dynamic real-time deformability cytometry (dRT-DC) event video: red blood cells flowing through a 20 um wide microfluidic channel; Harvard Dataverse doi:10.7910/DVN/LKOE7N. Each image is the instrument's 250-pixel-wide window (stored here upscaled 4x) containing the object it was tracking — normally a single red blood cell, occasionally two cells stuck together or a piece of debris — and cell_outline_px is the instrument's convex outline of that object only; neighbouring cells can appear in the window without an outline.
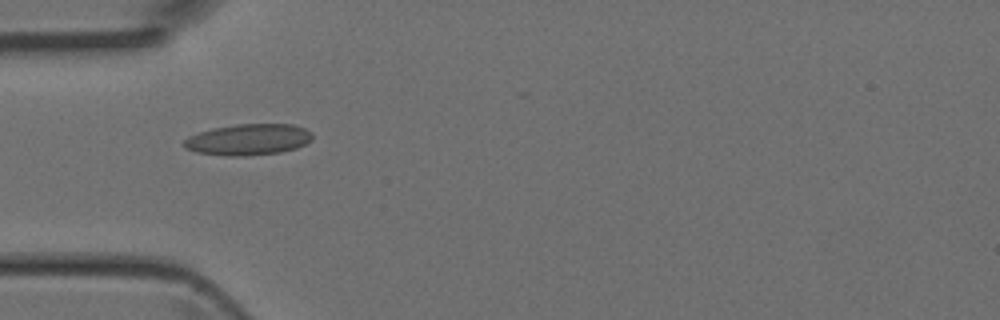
{"species": "Egyptian fruit bat (a non-hibernating species)", "species_latin": "Rousettus aegyptiacus", "temperature_condition": "room temperature", "stored_images_in_passage": 4, "camera_frame_rate_fps": 3000, "um_per_image_px": 0.085, "animal": {"sex": "female"}, "frame": {"image": 1, "passage_image": 4, "time_ms": 1.0, "image_size_px": [1000, 320], "cell_outline_px": [[312, 140], [296, 148], [280, 152], [244, 156], [224, 156], [196, 152], [184, 148], [184, 140], [188, 136], [212, 128], [236, 124], [292, 124], [304, 128], [312, 132]], "centroid_in_image_um": [21.1, 11.86], "position_along_channel_um": 63.9, "area_um2": 23.41}}